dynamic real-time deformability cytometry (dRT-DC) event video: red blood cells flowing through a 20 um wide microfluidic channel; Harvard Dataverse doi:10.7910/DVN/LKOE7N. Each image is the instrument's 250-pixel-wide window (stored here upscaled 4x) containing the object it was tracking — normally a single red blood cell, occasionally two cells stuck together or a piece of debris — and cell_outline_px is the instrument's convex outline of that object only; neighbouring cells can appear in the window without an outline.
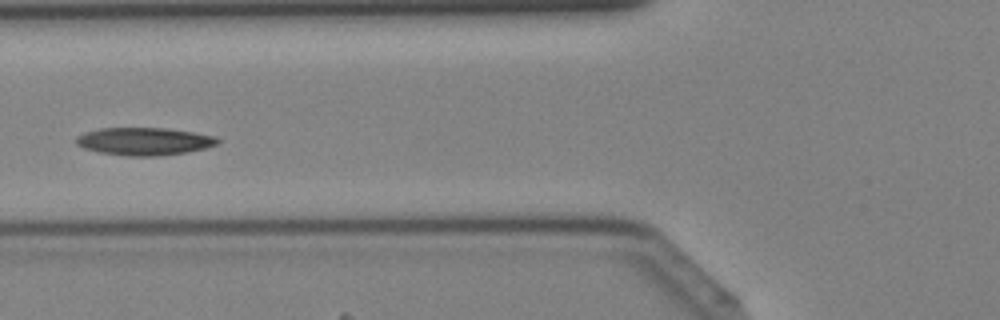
{"species": "Egyptian fruit bat (a non-hibernating species)", "species_latin": "Rousettus aegyptiacus", "temperature_condition": "cold", "stored_images_in_passage": 31, "camera_frame_rate_fps": 3000, "um_per_image_px": 0.085, "animal": {"sex": "female"}, "frame": {"image": 1, "passage_image": 10, "time_ms": 3.0, "image_size_px": [1000, 320], "cell_outline_px": [[220, 140], [216, 144], [204, 148], [188, 152], [160, 156], [128, 156], [100, 152], [84, 148], [76, 144], [76, 136], [84, 132], [100, 128], [164, 128], [192, 132], [216, 136]], "centroid_in_image_um": [12.24, 12.01], "position_along_channel_um": 113.6, "area_um2": 22.77}}
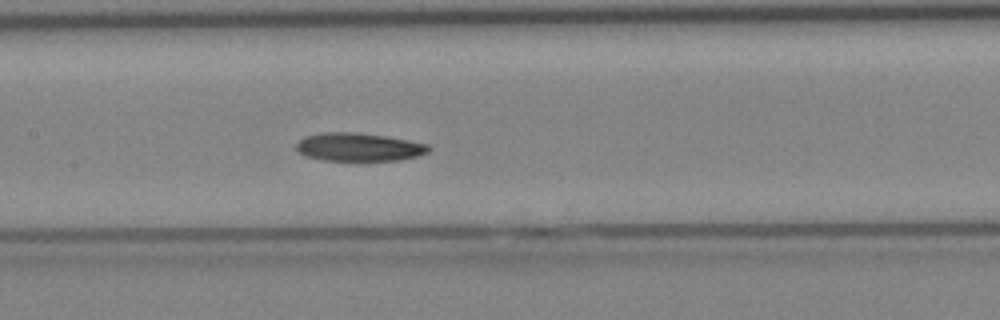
{"frame": {"image": 2, "passage_image": 14, "time_ms": 4.333, "image_size_px": [1000, 320], "cell_outline_px": [[432, 148], [428, 152], [416, 156], [400, 160], [324, 160], [304, 156], [296, 152], [296, 144], [304, 136], [324, 132], [356, 132], [384, 136], [408, 140], [428, 144]], "centroid_in_image_um": [30.46, 12.49], "position_along_channel_um": 176.9, "area_um2": 21.79}}
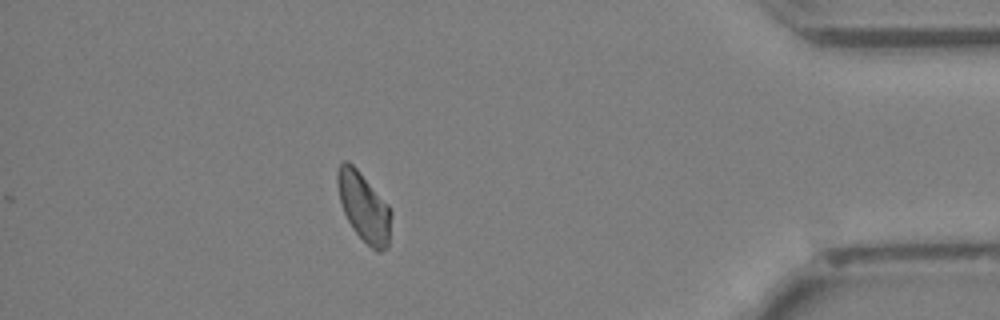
{"frame": {"image": 3, "passage_image": 31, "time_ms": 10.0, "image_size_px": [1000, 320], "cell_outline_px": [[392, 212], [388, 248], [380, 252], [376, 252], [352, 228], [344, 212], [340, 200], [336, 180], [336, 172], [340, 164], [344, 160], [348, 160], [356, 168], [388, 204]], "centroid_in_image_um": [30.94, 17.6], "position_along_channel_um": 404.3, "area_um2": 21.5}}